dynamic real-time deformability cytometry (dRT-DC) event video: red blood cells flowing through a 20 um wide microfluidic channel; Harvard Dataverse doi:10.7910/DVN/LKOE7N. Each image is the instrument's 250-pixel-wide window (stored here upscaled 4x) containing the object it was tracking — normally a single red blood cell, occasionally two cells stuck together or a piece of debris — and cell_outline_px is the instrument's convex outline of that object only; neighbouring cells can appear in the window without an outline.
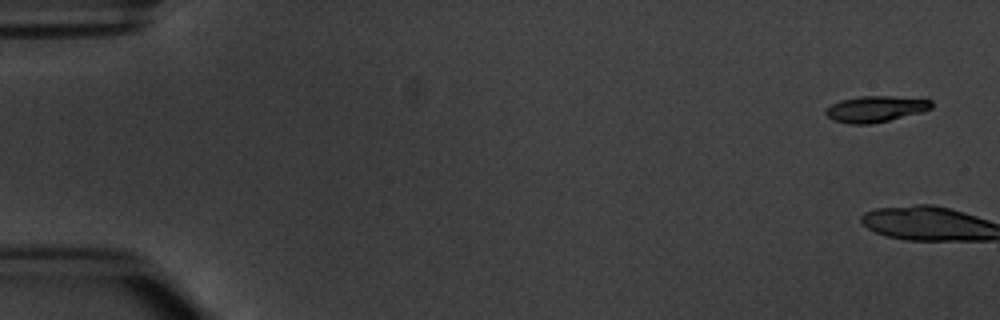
{"species": "common noctule bat (a hibernating species)", "species_latin": "Nyctalus noctula", "temperature_condition": "warm", "stored_images_in_passage": 5, "camera_frame_rate_fps": 3000, "um_per_image_px": 0.085, "animal": {"sex": "male", "body_mass_g": 20.1, "forearm_length_mm": 53.5}, "frame": {"image": 1, "passage_image": 1, "time_ms": 0.0, "image_size_px": [1000, 320], "cell_outline_px": [[932, 108], [920, 112], [872, 124], [848, 124], [832, 120], [824, 112], [832, 104], [840, 100], [860, 96], [892, 96], [932, 100]], "centroid_in_image_um": [74.39, 9.26], "position_along_channel_um": 10.6, "area_um2": 15.95}}